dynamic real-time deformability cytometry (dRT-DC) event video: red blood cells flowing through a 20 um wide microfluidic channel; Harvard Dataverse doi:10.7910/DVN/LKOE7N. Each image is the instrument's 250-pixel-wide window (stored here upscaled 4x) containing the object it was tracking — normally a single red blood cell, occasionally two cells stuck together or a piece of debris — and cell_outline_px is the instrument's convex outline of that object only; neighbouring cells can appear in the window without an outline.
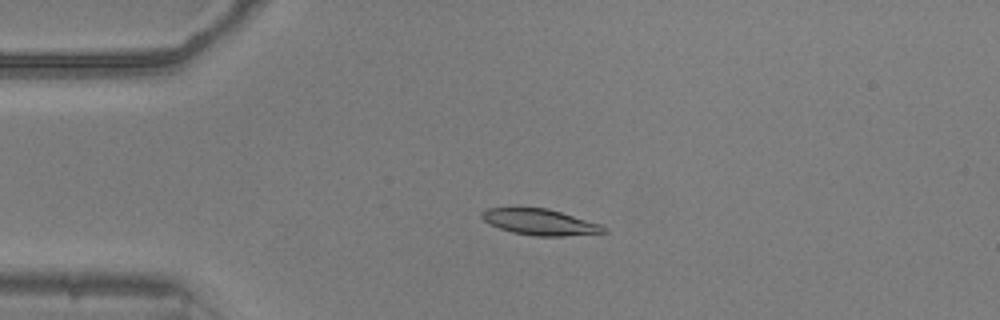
{"species": "common noctule bat (a hibernating species)", "species_latin": "Nyctalus noctula", "temperature_condition": "warm", "stored_images_in_passage": 41, "camera_frame_rate_fps": 3000, "um_per_image_px": 0.085, "animal": {"sex": "male", "body_mass_g": 20.5, "forearm_length_mm": 52.5}, "frame": {"image": 1, "passage_image": 1, "time_ms": 0.0, "image_size_px": [1000, 320], "cell_outline_px": [[608, 232], [564, 236], [536, 236], [512, 232], [488, 224], [480, 216], [480, 212], [488, 208], [548, 208], [600, 224], [608, 228]], "centroid_in_image_um": [45.89, 18.88], "position_along_channel_um": 39.1, "area_um2": 18.44}}
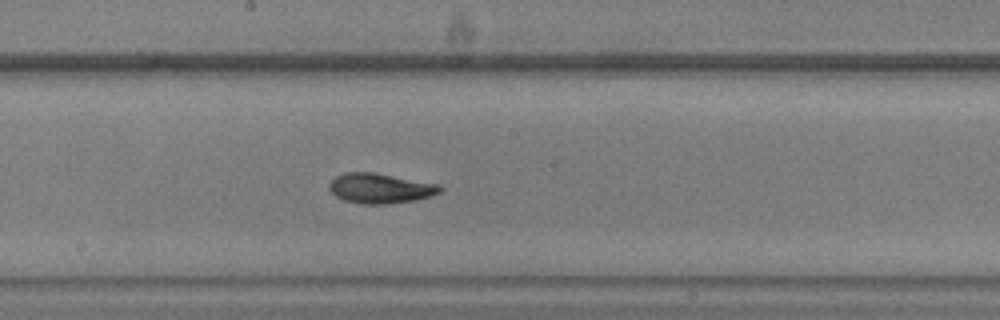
{"frame": {"image": 2, "passage_image": 17, "time_ms": 5.333, "image_size_px": [1000, 320], "cell_outline_px": [[444, 188], [440, 192], [432, 196], [416, 200], [388, 204], [364, 204], [344, 200], [336, 196], [328, 188], [328, 184], [336, 176], [344, 172], [372, 172], [440, 184]], "centroid_in_image_um": [32.34, 16.01], "position_along_channel_um": 215.9, "area_um2": 19.48}}
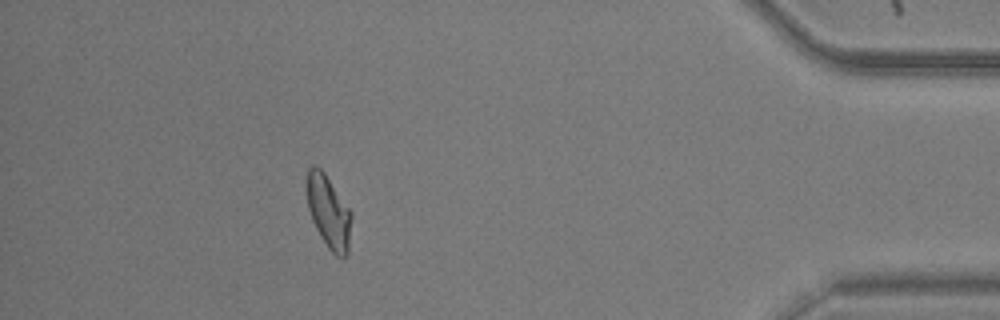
{"frame": {"image": 3, "passage_image": 36, "time_ms": 11.667, "image_size_px": [1000, 320], "cell_outline_px": [[352, 216], [348, 252], [344, 256], [336, 256], [328, 248], [320, 236], [312, 220], [308, 208], [304, 180], [308, 168], [312, 164], [316, 164], [324, 172], [352, 212]], "centroid_in_image_um": [27.89, 17.94], "position_along_channel_um": 407.3, "area_um2": 19.31}, "authors_computed_cell_mechanics": {"area_um2": 19.1318, "velocity_mm_per_s": 3.8423, "shape_relaxation_time_tau1_ms": 3.9356, "shape_relaxation_time_tau2_ms": 4.6534, "deformation_change_tau1": 0.1714, "deformation_change_tau2": 0.0746}}